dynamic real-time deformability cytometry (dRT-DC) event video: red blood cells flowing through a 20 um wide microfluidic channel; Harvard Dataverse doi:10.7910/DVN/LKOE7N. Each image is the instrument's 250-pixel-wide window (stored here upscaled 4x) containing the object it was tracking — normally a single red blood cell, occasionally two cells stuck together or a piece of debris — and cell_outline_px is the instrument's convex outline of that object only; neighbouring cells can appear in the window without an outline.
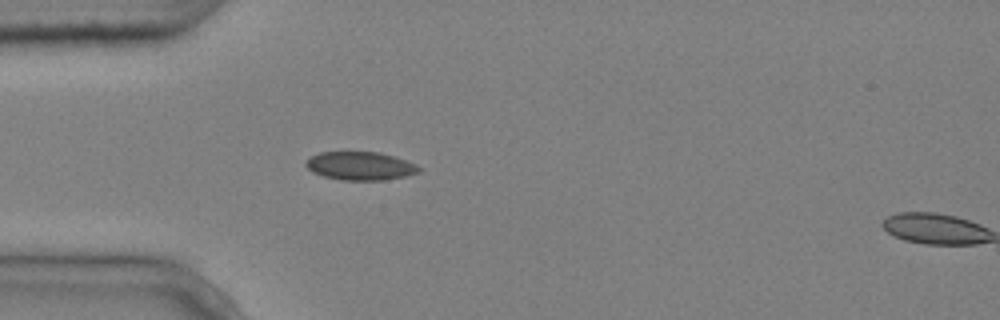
{"species": "common noctule bat (a hibernating species)", "species_latin": "Nyctalus noctula", "temperature_condition": "cold", "stored_images_in_passage": 5, "segment_of_instrument_passage": [1, 2], "camera_frame_rate_fps": 3000, "um_per_image_px": 0.085, "animal": {"sex": "male", "body_mass_g": 20.4}, "frame": {"image": 1, "passage_image": 4, "time_ms": 1.0, "image_size_px": [1000, 320], "cell_outline_px": [[420, 172], [404, 176], [384, 180], [340, 180], [324, 176], [312, 172], [304, 164], [312, 156], [320, 152], [380, 152], [396, 156], [416, 164], [420, 168]], "centroid_in_image_um": [30.64, 14.1], "position_along_channel_um": 54.4, "area_um2": 18.67}}